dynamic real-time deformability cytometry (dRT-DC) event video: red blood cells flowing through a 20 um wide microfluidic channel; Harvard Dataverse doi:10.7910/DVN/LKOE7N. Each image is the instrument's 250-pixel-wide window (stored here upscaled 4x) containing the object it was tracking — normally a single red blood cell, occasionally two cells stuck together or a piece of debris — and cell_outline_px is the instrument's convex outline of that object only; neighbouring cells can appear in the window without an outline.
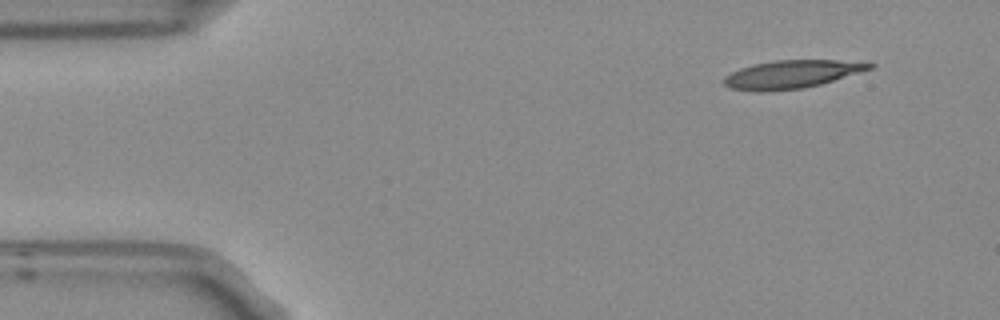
{"species": "Egyptian fruit bat (a non-hibernating species)", "species_latin": "Rousettus aegyptiacus", "temperature_condition": "room temperature", "stored_images_in_passage": 4, "camera_frame_rate_fps": 3000, "um_per_image_px": 0.085, "frame": {"image": 1, "passage_image": 4, "time_ms": 1.0, "image_size_px": [1000, 320], "cell_outline_px": [[876, 64], [872, 68], [820, 84], [804, 88], [732, 88], [724, 84], [720, 80], [724, 76], [740, 68], [752, 64], [776, 60], [868, 60]], "centroid_in_image_um": [67.43, 6.23], "position_along_channel_um": 17.6, "area_um2": 23.0}}